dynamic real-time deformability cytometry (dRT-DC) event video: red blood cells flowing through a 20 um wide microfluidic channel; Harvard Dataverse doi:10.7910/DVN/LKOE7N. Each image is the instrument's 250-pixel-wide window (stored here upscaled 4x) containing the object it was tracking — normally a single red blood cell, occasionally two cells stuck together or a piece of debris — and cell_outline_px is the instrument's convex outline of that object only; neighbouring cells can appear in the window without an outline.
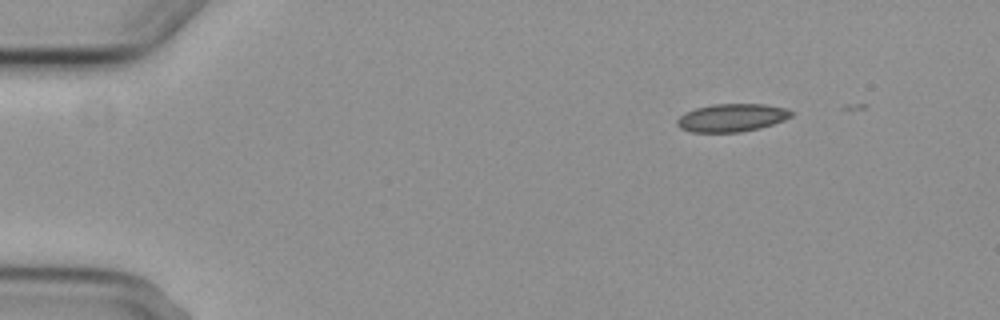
{"species": "common noctule bat (a hibernating species)", "species_latin": "Nyctalus noctula", "temperature_condition": "cold", "stored_images_in_passage": 7, "camera_frame_rate_fps": 3000, "um_per_image_px": 0.085, "animal": {"sex": "female", "body_mass_g": 29.2, "forearm_length_mm": 56.3}, "frame": {"image": 1, "passage_image": 1, "time_ms": 0.0, "image_size_px": [1000, 320], "cell_outline_px": [[792, 116], [784, 120], [760, 128], [740, 132], [692, 132], [680, 128], [676, 124], [676, 120], [680, 116], [696, 108], [712, 104], [764, 104], [784, 108], [792, 112]], "centroid_in_image_um": [62.19, 10.01], "position_along_channel_um": 22.8, "area_um2": 18.44}}
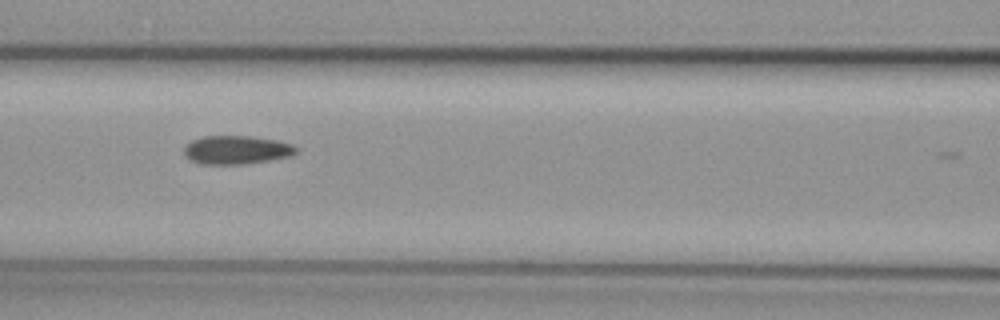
{"frame": {"image": 2, "passage_image": 6, "time_ms": 5.667, "image_size_px": [1000, 320], "cell_outline_px": [[300, 148], [292, 156], [244, 164], [204, 164], [192, 160], [184, 152], [184, 148], [192, 140], [204, 136], [252, 136], [276, 140], [292, 144]], "centroid_in_image_um": [20.16, 12.73], "position_along_channel_um": 146.4, "area_um2": 18.5}}
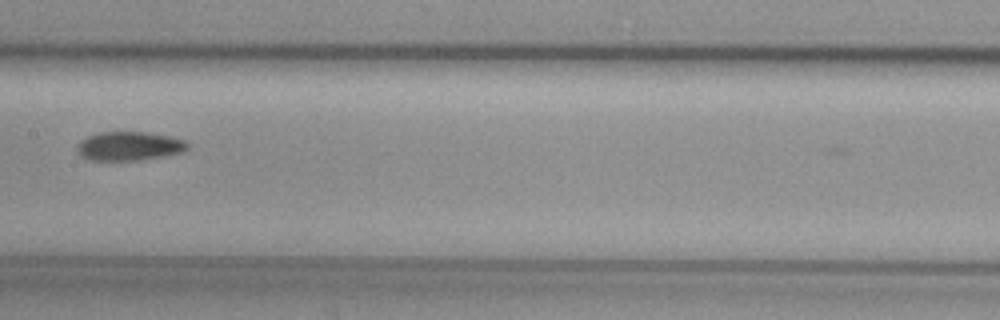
{"frame": {"image": 3, "passage_image": 7, "time_ms": 7.0, "image_size_px": [1000, 320], "cell_outline_px": [[188, 148], [184, 152], [164, 156], [140, 160], [88, 160], [80, 156], [76, 152], [76, 144], [80, 140], [88, 136], [100, 132], [148, 132], [188, 140]], "centroid_in_image_um": [10.97, 12.42], "position_along_channel_um": 196.4, "area_um2": 18.9}}